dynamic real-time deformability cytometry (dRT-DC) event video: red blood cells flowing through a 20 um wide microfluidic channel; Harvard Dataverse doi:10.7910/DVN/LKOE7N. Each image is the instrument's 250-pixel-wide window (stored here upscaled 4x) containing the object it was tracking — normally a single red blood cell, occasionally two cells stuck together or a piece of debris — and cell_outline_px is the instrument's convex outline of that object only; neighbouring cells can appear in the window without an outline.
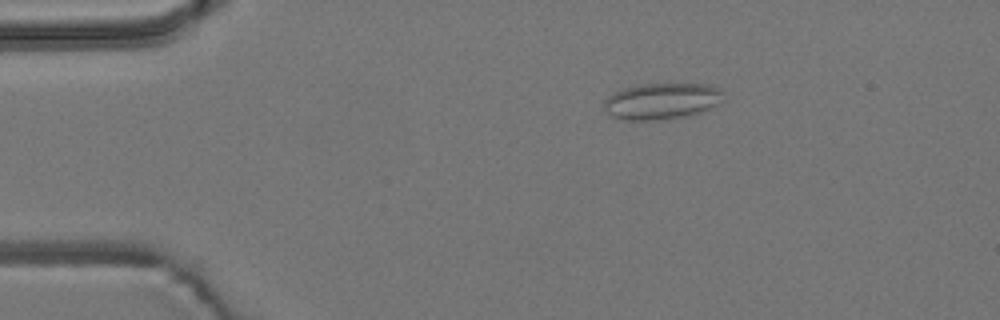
{"species": "common noctule bat (a hibernating species)", "species_latin": "Nyctalus noctula", "temperature_condition": "room temperature", "stored_images_in_passage": 6, "camera_frame_rate_fps": 3000, "um_per_image_px": 0.085, "animal": {"sex": "male", "body_mass_g": 19.2, "forearm_length_mm": 51.8}, "frame": {"image": 1, "passage_image": 3, "time_ms": 2.333, "image_size_px": [1000, 320], "cell_outline_px": [[720, 92], [716, 104], [696, 112], [680, 116], [648, 120], [628, 120], [612, 116], [604, 108], [604, 100], [612, 92], [624, 88], [640, 84], [708, 84], [720, 88]], "centroid_in_image_um": [56.13, 8.56], "position_along_channel_um": 28.9, "area_um2": 24.33}}